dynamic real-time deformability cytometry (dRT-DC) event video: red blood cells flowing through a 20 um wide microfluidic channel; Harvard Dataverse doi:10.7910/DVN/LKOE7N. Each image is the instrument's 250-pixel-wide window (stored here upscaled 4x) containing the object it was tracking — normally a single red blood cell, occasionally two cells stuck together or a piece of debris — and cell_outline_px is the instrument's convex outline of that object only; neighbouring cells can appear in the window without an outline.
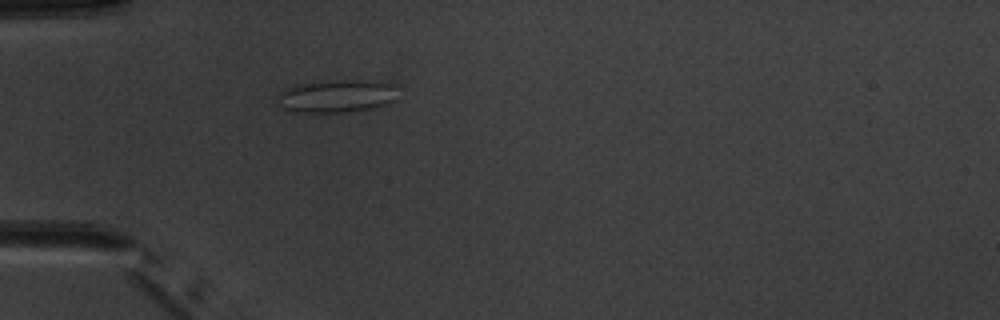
{"species": "common noctule bat (a hibernating species)", "species_latin": "Nyctalus noctula", "temperature_condition": "warm", "stored_images_in_passage": 1, "camera_frame_rate_fps": 3000, "um_per_image_px": 0.085, "animal": {"sex": "male", "body_mass_g": 20.1, "forearm_length_mm": 53.5}, "frame": {"image": 1, "passage_image": 1, "time_ms": 0.0, "image_size_px": [1000, 320], "cell_outline_px": [[396, 100], [388, 104], [348, 112], [296, 112], [280, 108], [276, 104], [276, 96], [280, 92], [288, 88], [300, 84], [320, 80], [368, 80], [396, 84]], "centroid_in_image_um": [28.59, 8.16], "position_along_channel_um": 56.4, "area_um2": 23.41}}